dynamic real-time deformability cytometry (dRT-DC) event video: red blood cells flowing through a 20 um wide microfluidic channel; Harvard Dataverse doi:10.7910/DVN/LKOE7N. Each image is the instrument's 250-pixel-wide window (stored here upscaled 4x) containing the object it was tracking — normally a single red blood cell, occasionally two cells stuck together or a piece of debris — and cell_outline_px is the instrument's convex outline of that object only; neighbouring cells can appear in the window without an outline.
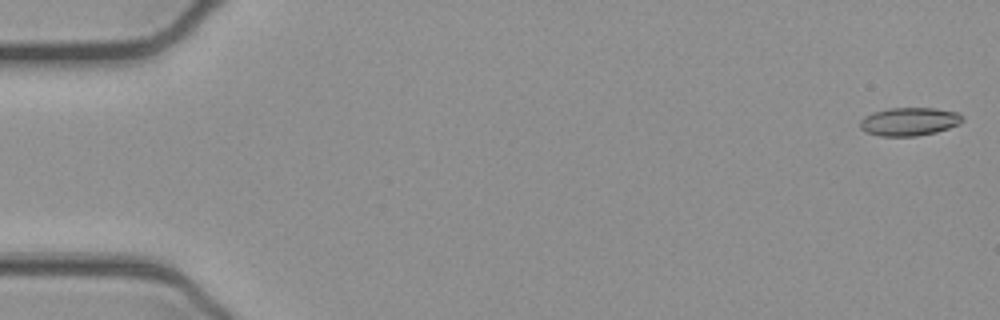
{"species": "common noctule bat (a hibernating species)", "species_latin": "Nyctalus noctula", "temperature_condition": "cold", "stored_images_in_passage": 15, "camera_frame_rate_fps": 3000, "um_per_image_px": 0.085, "animal": {"sex": "female", "body_mass_g": 21.9}, "frame": {"image": 1, "passage_image": 1, "time_ms": 0.0, "image_size_px": [1000, 320], "cell_outline_px": [[964, 120], [960, 124], [936, 132], [916, 136], [880, 136], [868, 132], [860, 128], [860, 120], [864, 116], [872, 112], [888, 108], [932, 108], [960, 112], [964, 116]], "centroid_in_image_um": [77.32, 10.32], "position_along_channel_um": 7.7, "area_um2": 16.99}}
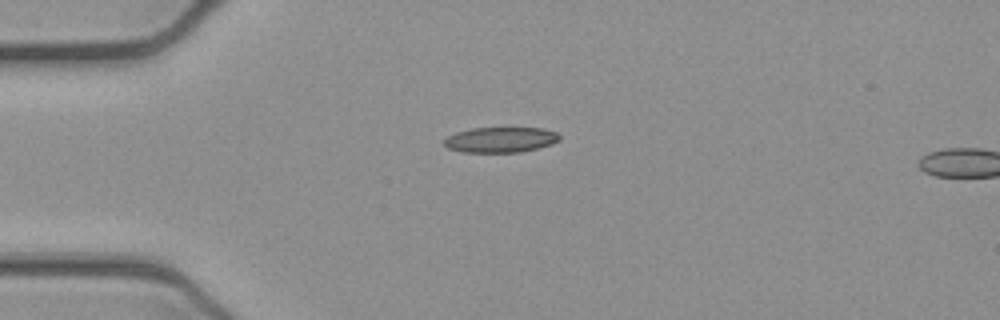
{"frame": {"image": 2, "passage_image": 13, "time_ms": 4.0, "image_size_px": [1000, 320], "cell_outline_px": [[560, 140], [552, 144], [520, 152], [464, 152], [448, 148], [444, 144], [444, 140], [448, 136], [456, 132], [472, 128], [544, 128], [556, 132], [560, 136]], "centroid_in_image_um": [42.56, 11.87], "position_along_channel_um": 42.4, "area_um2": 16.99}}